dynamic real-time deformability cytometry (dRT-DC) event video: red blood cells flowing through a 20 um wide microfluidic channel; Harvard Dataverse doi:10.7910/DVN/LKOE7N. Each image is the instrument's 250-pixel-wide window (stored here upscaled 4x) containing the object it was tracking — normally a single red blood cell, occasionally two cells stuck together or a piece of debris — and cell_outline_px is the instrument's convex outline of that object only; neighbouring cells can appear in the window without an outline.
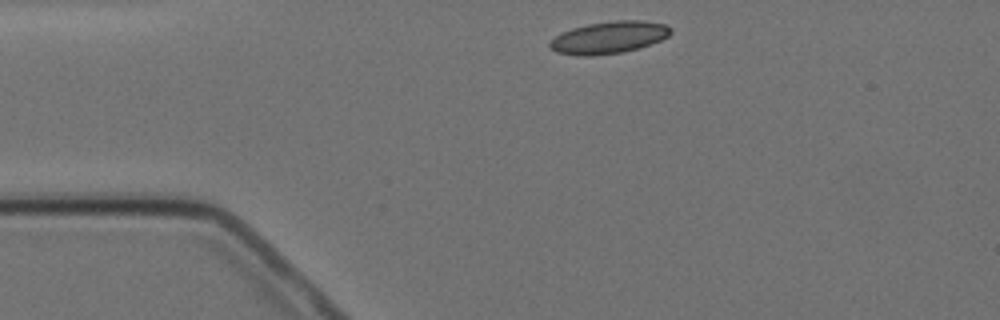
{"species": "Egyptian fruit bat (a non-hibernating species)", "species_latin": "Rousettus aegyptiacus", "temperature_condition": "cold", "stored_images_in_passage": 2, "camera_frame_rate_fps": 3000, "um_per_image_px": 0.085, "animal": {"sex": "female"}, "frame": {"image": 1, "passage_image": 1, "time_ms": 0.0, "image_size_px": [1000, 320], "cell_outline_px": [[672, 32], [668, 36], [660, 40], [624, 52], [592, 56], [584, 56], [556, 52], [548, 44], [560, 32], [572, 28], [588, 24], [616, 20], [640, 20], [664, 24], [672, 28]], "centroid_in_image_um": [51.75, 3.18], "position_along_channel_um": 33.2, "area_um2": 22.43}}